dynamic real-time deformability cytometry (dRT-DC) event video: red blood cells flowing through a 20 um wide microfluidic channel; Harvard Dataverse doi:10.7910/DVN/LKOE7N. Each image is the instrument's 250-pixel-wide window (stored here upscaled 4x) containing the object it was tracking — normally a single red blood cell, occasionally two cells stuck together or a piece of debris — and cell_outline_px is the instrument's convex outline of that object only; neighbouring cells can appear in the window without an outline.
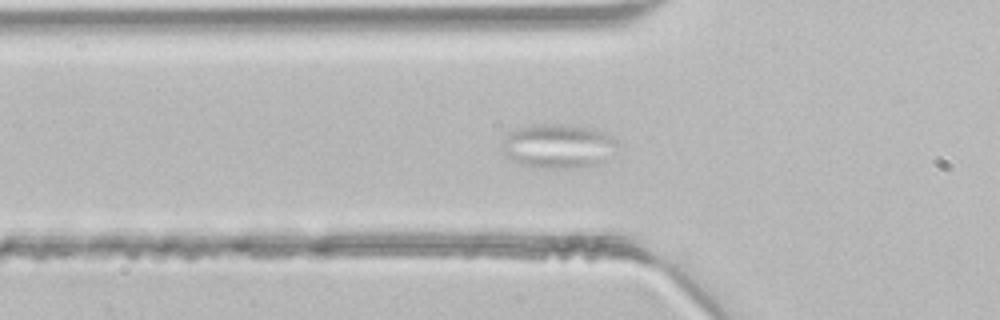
{"species": "common noctule bat (a hibernating species)", "species_latin": "Nyctalus noctula", "temperature_condition": "room temperature", "stored_images_in_passage": 47, "segment_of_instrument_passage": [1, 2], "camera_frame_rate_fps": 3000, "um_per_image_px": 0.085, "animal": {"sex": "male", "body_mass_g": 21.5, "forearm_length_mm": 52.0}, "frame": {"image": 1, "passage_image": 14, "time_ms": 4.333, "image_size_px": [1000, 320], "cell_outline_px": [[620, 140], [608, 160], [600, 164], [564, 168], [552, 168], [524, 164], [508, 160], [504, 152], [504, 136], [516, 128], [532, 124], [556, 124], [592, 128], [604, 132]], "centroid_in_image_um": [47.48, 12.4], "position_along_channel_um": 78.3, "area_um2": 29.65}}
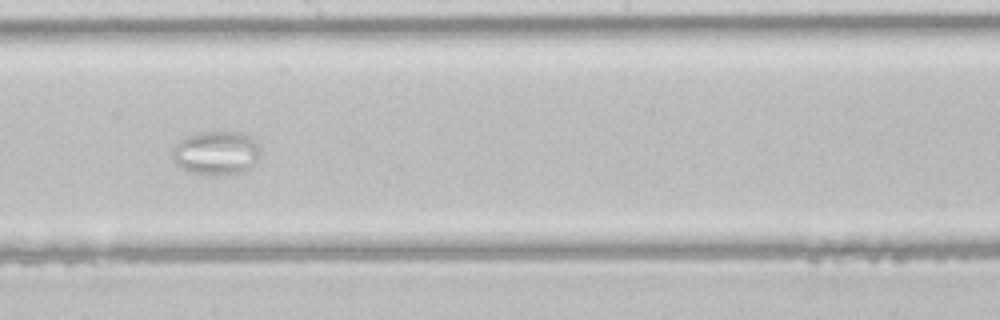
{"frame": {"image": 2, "passage_image": 25, "time_ms": 8.0, "image_size_px": [1000, 320], "cell_outline_px": [[256, 160], [244, 172], [224, 176], [212, 176], [196, 172], [184, 168], [176, 164], [172, 156], [172, 152], [176, 144], [180, 140], [196, 132], [240, 132], [256, 140]], "centroid_in_image_um": [18.35, 13.01], "position_along_channel_um": 229.9, "area_um2": 22.08}}
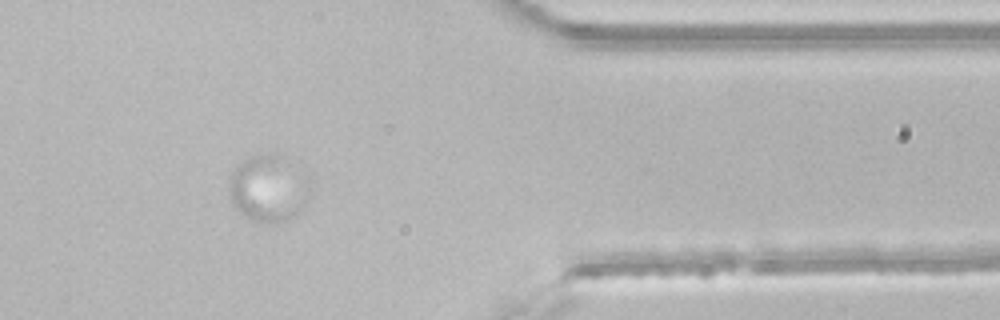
{"frame": {"image": 3, "passage_image": 38, "time_ms": 12.333, "image_size_px": [1000, 320], "cell_outline_px": [[312, 188], [304, 208], [296, 216], [280, 224], [268, 224], [252, 220], [244, 216], [232, 204], [228, 188], [228, 176], [244, 160], [252, 156], [276, 152], [308, 180]], "centroid_in_image_um": [22.8, 16.08], "position_along_channel_um": 388.6, "area_um2": 31.73}}